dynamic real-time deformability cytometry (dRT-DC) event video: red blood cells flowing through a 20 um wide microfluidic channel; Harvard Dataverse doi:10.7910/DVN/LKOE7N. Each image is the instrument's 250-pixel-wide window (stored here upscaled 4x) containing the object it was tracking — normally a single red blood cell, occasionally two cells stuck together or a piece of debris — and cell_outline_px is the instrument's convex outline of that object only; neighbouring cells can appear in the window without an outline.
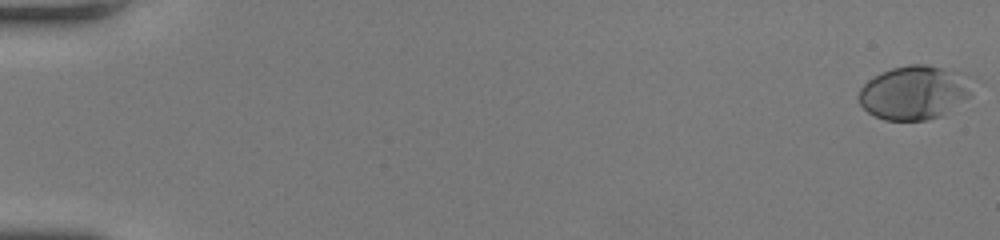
{"species": "human", "species_latin": "Homo sapiens", "temperature_condition": "room temperature", "stored_images_in_passage": 51, "camera_frame_rate_fps": 3000, "um_per_image_px": 0.085, "donor": {"sex": "female"}, "frame": {"image": 1, "passage_image": 1, "time_ms": 0.0, "image_size_px": [1000, 240], "cell_outline_px": [[972, 96], [944, 116], [928, 120], [884, 120], [868, 112], [860, 104], [856, 96], [860, 88], [868, 80], [880, 72], [892, 68], [908, 64], [928, 64], [960, 72], [972, 76]], "centroid_in_image_um": [77.77, 7.86], "position_along_channel_um": 7.2, "area_um2": 36.59}}
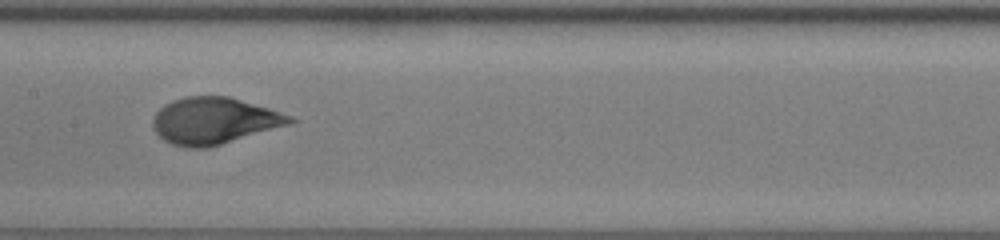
{"frame": {"image": 2, "passage_image": 28, "time_ms": 9.0, "image_size_px": [1000, 240], "cell_outline_px": [[296, 120], [288, 124], [208, 148], [188, 148], [172, 144], [164, 140], [152, 128], [152, 116], [164, 104], [172, 100], [184, 96], [228, 96], [268, 108], [292, 116]], "centroid_in_image_um": [18.13, 10.26], "position_along_channel_um": 189.3, "area_um2": 36.99}}
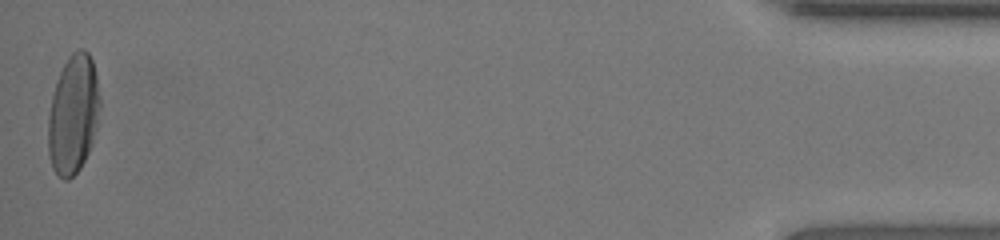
{"frame": {"image": 3, "passage_image": 51, "time_ms": 16.667, "image_size_px": [1000, 240], "cell_outline_px": [[100, 108], [96, 128], [88, 152], [80, 168], [68, 180], [64, 180], [52, 168], [48, 156], [48, 116], [52, 96], [56, 80], [68, 56], [72, 52], [80, 48], [84, 48], [88, 52], [92, 60], [96, 76], [100, 100]], "centroid_in_image_um": [6.21, 9.7], "position_along_channel_um": 429.0, "area_um2": 35.89}, "authors_computed_cell_mechanics": {"area_um2": 34.969, "velocity_mm_per_s": 4.272, "shape_relaxation_time_tau1_ms": 3.0561, "shape_relaxation_time_tau2_ms": null, "deformation_change_tau1": 0.2037, "deformation_change_tau2": null}}